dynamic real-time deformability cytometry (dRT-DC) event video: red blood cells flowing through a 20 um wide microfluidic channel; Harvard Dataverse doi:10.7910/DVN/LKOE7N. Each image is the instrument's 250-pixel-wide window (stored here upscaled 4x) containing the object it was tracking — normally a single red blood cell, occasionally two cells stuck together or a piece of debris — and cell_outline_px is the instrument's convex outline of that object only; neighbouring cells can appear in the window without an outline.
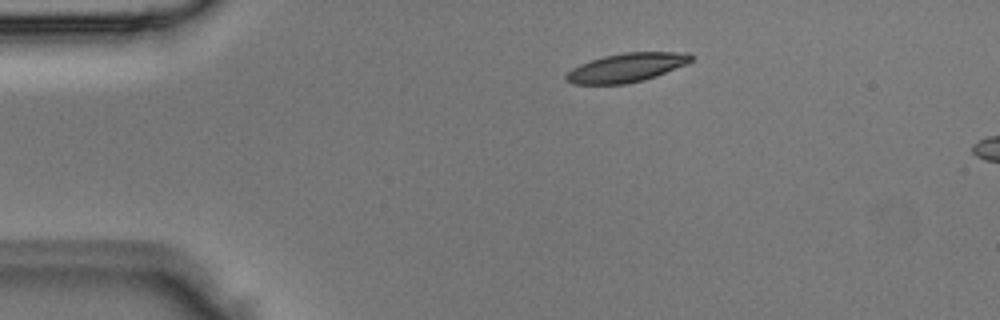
{"species": "Egyptian fruit bat (a non-hibernating species)", "species_latin": "Rousettus aegyptiacus", "temperature_condition": "room temperature", "stored_images_in_passage": 3, "segment_of_instrument_passage": [1, 2], "camera_frame_rate_fps": 3000, "um_per_image_px": 0.085, "animal": {"sex": "male"}, "frame": {"image": 1, "passage_image": 1, "time_ms": 0.0, "image_size_px": [1000, 320], "cell_outline_px": [[692, 60], [688, 64], [656, 76], [644, 80], [624, 84], [572, 84], [564, 80], [564, 76], [572, 68], [580, 64], [604, 56], [624, 52], [688, 52], [692, 56]], "centroid_in_image_um": [53.26, 5.75], "position_along_channel_um": 31.7, "area_um2": 21.1}}